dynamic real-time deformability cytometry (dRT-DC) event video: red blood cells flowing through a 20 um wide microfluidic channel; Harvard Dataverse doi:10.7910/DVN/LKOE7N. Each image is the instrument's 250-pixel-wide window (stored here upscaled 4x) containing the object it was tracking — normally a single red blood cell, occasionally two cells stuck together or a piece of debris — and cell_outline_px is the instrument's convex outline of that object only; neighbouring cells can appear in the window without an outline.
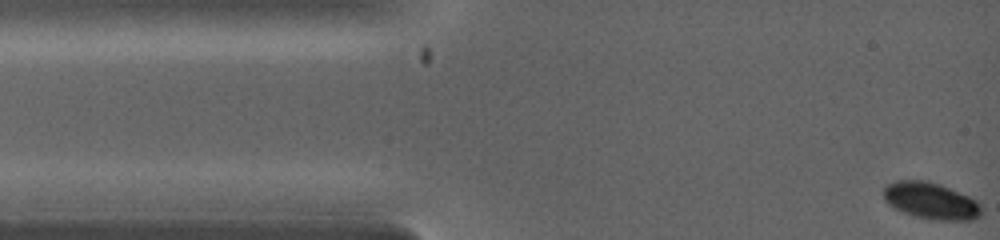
{"species": "common noctule bat (a hibernating species)", "species_latin": "Nyctalus noctula", "temperature_condition": "warm", "stored_images_in_passage": 10, "camera_frame_rate_fps": 5000, "um_per_image_px": 0.085, "animal": {"sex": "female", "body_mass_g": 19.0, "forearm_length_mm": 53.3}, "frame": {"image": 1, "passage_image": 1, "time_ms": 0.0, "image_size_px": [1000, 240], "cell_outline_px": [[984, 212], [980, 216], [972, 220], [936, 220], [916, 216], [892, 208], [884, 200], [884, 188], [888, 184], [896, 180], [924, 180], [940, 184], [968, 196], [976, 200], [980, 204]], "centroid_in_image_um": [79.14, 17.07], "position_along_channel_um": 5.9, "area_um2": 20.98}}
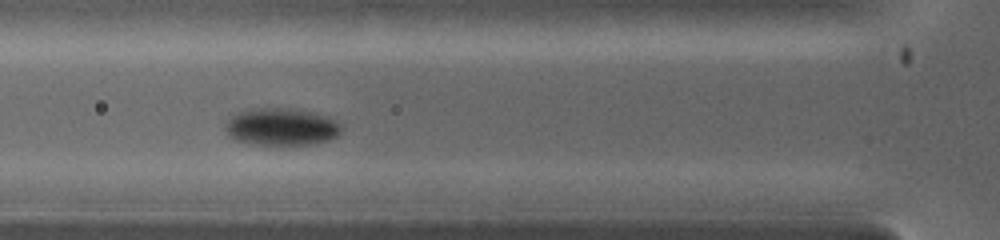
{"frame": {"image": 2, "passage_image": 7, "time_ms": 3.0, "image_size_px": [1000, 240], "cell_outline_px": [[340, 132], [336, 136], [328, 140], [312, 144], [248, 144], [236, 140], [224, 128], [224, 124], [232, 116], [240, 112], [260, 108], [288, 108], [328, 116], [340, 124]], "centroid_in_image_um": [23.91, 10.78], "position_along_channel_um": 101.9, "area_um2": 24.74}}
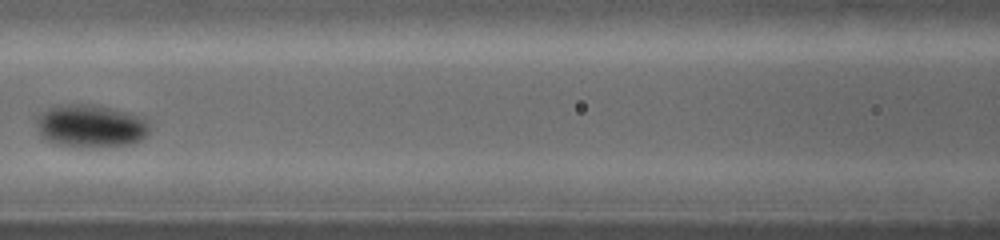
{"frame": {"image": 3, "passage_image": 9, "time_ms": 4.0, "image_size_px": [1000, 240], "cell_outline_px": [[152, 128], [140, 140], [132, 144], [56, 144], [40, 136], [36, 124], [36, 116], [40, 112], [48, 108], [64, 104], [92, 104], [112, 108], [144, 116]], "centroid_in_image_um": [7.71, 10.64], "position_along_channel_um": 158.9, "area_um2": 27.63}}